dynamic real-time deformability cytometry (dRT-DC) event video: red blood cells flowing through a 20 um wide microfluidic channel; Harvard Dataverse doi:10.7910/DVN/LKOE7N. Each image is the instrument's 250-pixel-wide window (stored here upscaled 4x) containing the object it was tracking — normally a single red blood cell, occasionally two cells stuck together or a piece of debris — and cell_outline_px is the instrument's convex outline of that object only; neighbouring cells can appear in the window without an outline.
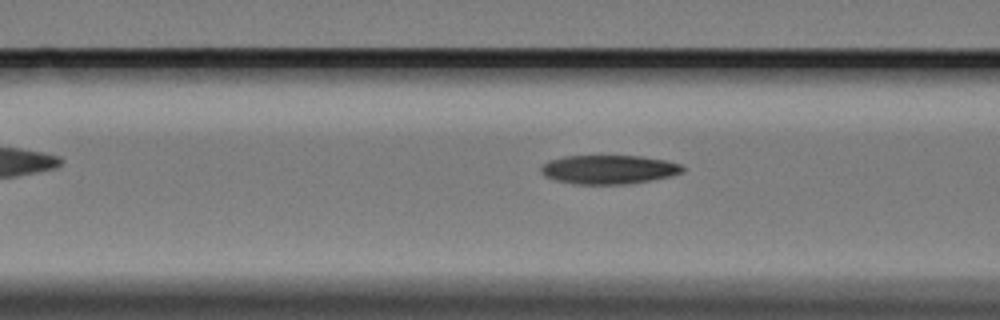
{"species": "Egyptian fruit bat (a non-hibernating species)", "species_latin": "Rousettus aegyptiacus", "temperature_condition": "cold", "stored_images_in_passage": 10, "camera_frame_rate_fps": 3000, "um_per_image_px": 0.085, "animal": {"sex": "female"}, "frame": {"image": 1, "passage_image": 7, "time_ms": 2.0, "image_size_px": [1000, 320], "cell_outline_px": [[684, 172], [672, 176], [652, 180], [628, 184], [572, 184], [556, 180], [544, 176], [540, 172], [540, 168], [548, 160], [564, 156], [640, 156], [664, 160], [680, 164], [684, 168]], "centroid_in_image_um": [51.73, 14.41], "position_along_channel_um": 114.9, "area_um2": 23.99}}